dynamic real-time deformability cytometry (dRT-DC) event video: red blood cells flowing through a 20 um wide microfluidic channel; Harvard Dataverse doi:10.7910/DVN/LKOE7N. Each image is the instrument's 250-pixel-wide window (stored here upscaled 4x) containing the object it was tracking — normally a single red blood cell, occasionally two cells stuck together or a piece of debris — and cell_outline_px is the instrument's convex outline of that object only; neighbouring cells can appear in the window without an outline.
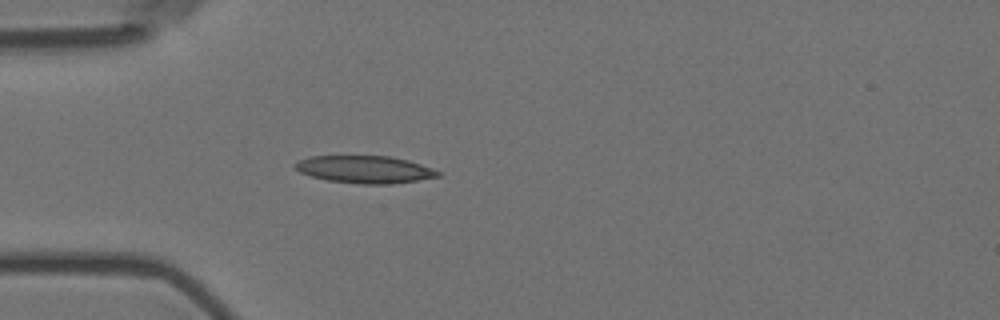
{"species": "Egyptian fruit bat (a non-hibernating species)", "species_latin": "Rousettus aegyptiacus", "temperature_condition": "room temperature", "stored_images_in_passage": 41, "camera_frame_rate_fps": 3000, "um_per_image_px": 0.085, "animal": {"sex": "female"}, "frame": {"image": 1, "passage_image": 1, "time_ms": 0.0, "image_size_px": [1000, 320], "cell_outline_px": [[440, 176], [392, 184], [360, 184], [328, 180], [312, 176], [300, 172], [292, 164], [296, 160], [312, 156], [388, 156], [408, 160], [432, 168], [440, 172]], "centroid_in_image_um": [30.98, 14.39], "position_along_channel_um": 54.0, "area_um2": 22.72}}
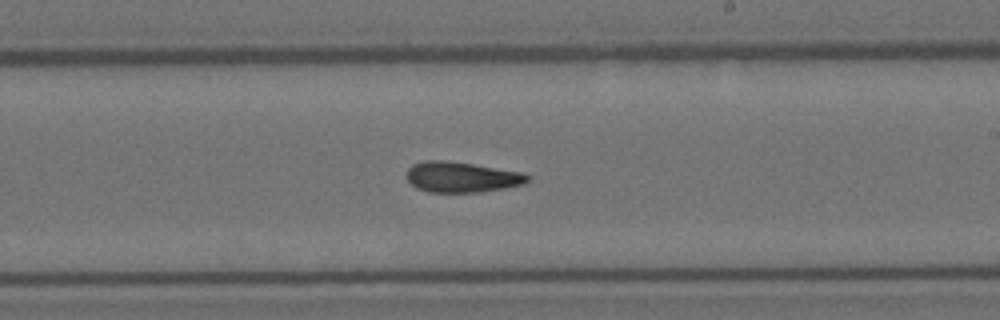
{"frame": {"image": 2, "passage_image": 18, "time_ms": 5.667, "image_size_px": [1000, 320], "cell_outline_px": [[528, 180], [524, 184], [504, 188], [476, 192], [428, 192], [416, 188], [408, 180], [408, 168], [412, 164], [424, 160], [444, 160], [472, 164], [520, 172], [528, 176]], "centroid_in_image_um": [39.19, 15.05], "position_along_channel_um": 249.8, "area_um2": 21.21}}
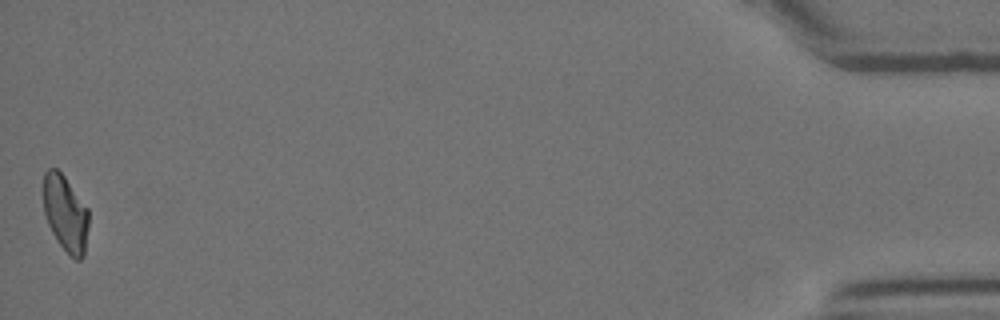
{"frame": {"image": 3, "passage_image": 41, "time_ms": 13.333, "image_size_px": [1000, 320], "cell_outline_px": [[88, 228], [84, 256], [80, 260], [76, 260], [56, 240], [48, 224], [44, 212], [44, 172], [48, 168], [56, 168], [64, 176], [88, 208]], "centroid_in_image_um": [5.57, 18.14], "position_along_channel_um": 429.6, "area_um2": 19.94}, "authors_computed_cell_mechanics": {"area_um2": 21.2704, "velocity_mm_per_s": 3.5862, "shape_relaxation_time_tau1_ms": null, "shape_relaxation_time_tau2_ms": 6.6824, "deformation_change_tau1": null, "deformation_change_tau2": 0.1636}}